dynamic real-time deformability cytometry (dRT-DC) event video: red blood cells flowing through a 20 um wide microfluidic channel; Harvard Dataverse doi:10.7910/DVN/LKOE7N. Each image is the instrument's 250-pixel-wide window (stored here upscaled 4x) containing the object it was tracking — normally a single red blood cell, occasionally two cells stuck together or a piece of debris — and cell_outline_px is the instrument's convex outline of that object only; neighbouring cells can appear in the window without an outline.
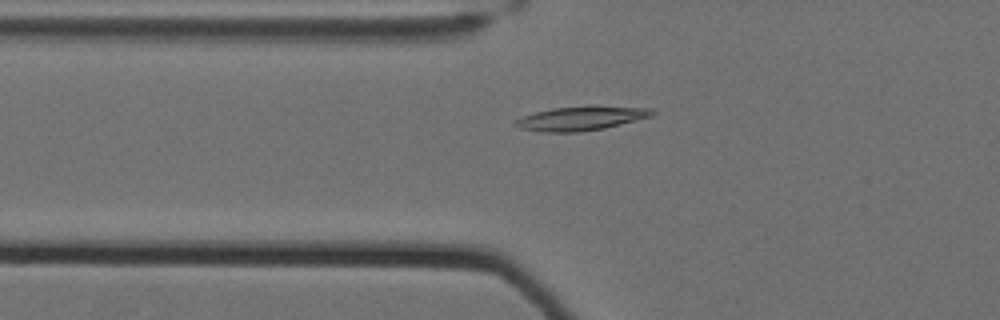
{"species": "Egyptian fruit bat (a non-hibernating species)", "species_latin": "Rousettus aegyptiacus", "temperature_condition": "cold", "stored_images_in_passage": 38, "camera_frame_rate_fps": 3000, "um_per_image_px": 0.085, "animal": {"sex": "female"}, "frame": {"image": 1, "passage_image": 2, "time_ms": 0.333, "image_size_px": [1000, 320], "cell_outline_px": [[656, 112], [652, 116], [604, 128], [580, 132], [540, 132], [520, 128], [512, 124], [512, 120], [536, 112], [552, 108], [652, 108]], "centroid_in_image_um": [49.28, 10.11], "position_along_channel_um": 76.5, "area_um2": 18.32}}
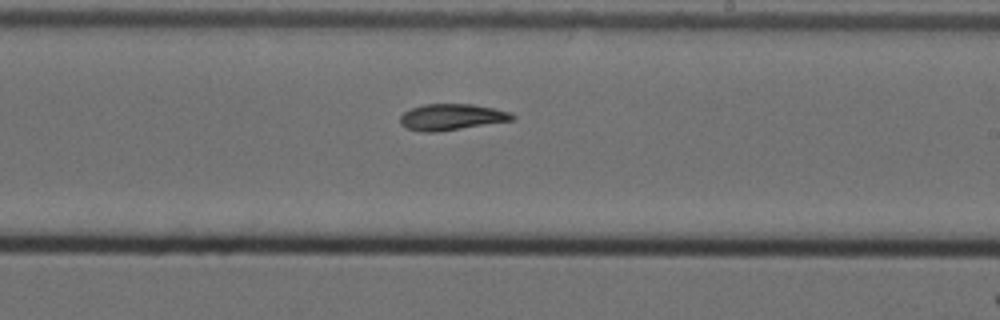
{"frame": {"image": 2, "passage_image": 17, "time_ms": 5.333, "image_size_px": [1000, 320], "cell_outline_px": [[516, 116], [512, 120], [436, 132], [420, 132], [404, 128], [400, 124], [400, 116], [404, 112], [412, 108], [424, 104], [472, 104], [512, 112]], "centroid_in_image_um": [38.34, 9.95], "position_along_channel_um": 250.7, "area_um2": 17.11}}
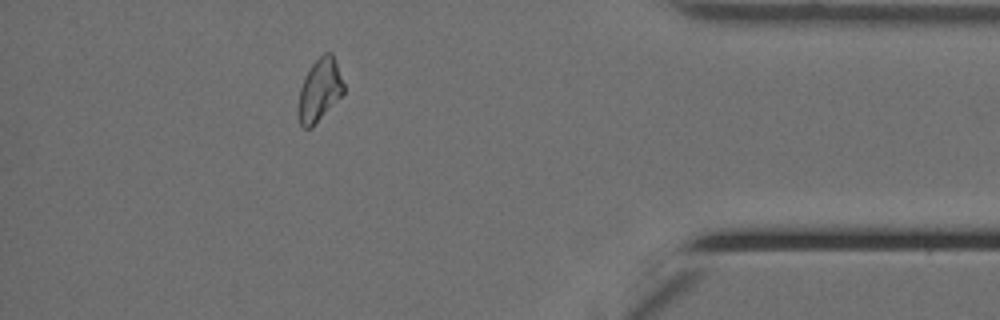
{"frame": {"image": 3, "passage_image": 33, "time_ms": 10.667, "image_size_px": [1000, 320], "cell_outline_px": [[344, 92], [312, 128], [304, 128], [300, 124], [296, 112], [300, 88], [304, 76], [312, 64], [324, 52], [332, 52], [344, 84]], "centroid_in_image_um": [27.13, 7.67], "position_along_channel_um": 408.1, "area_um2": 16.65}, "authors_computed_cell_mechanics": {"area_um2": 17.0221, "velocity_mm_per_s": 3.4974, "shape_relaxation_time_tau1_ms": 6.8347, "shape_relaxation_time_tau2_ms": null, "deformation_change_tau1": 0.1783, "deformation_change_tau2": null}}